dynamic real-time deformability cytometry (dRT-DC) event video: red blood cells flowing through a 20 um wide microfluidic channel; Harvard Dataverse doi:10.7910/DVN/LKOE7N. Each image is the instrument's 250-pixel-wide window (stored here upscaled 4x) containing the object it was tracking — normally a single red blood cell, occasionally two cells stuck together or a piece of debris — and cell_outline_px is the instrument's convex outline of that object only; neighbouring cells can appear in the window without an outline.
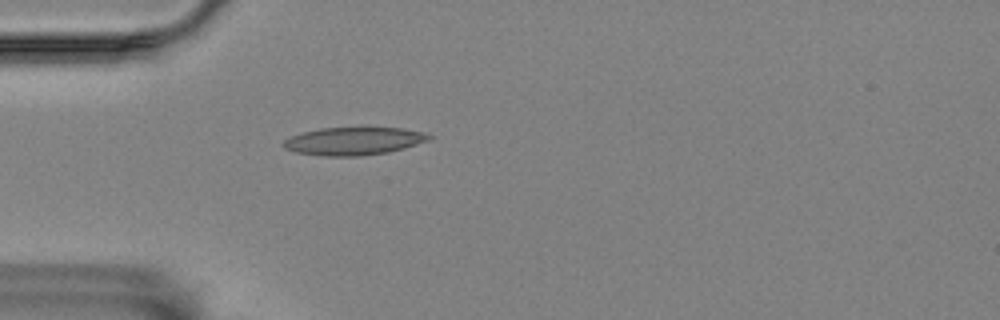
{"species": "Egyptian fruit bat (a non-hibernating species)", "species_latin": "Rousettus aegyptiacus", "temperature_condition": "room temperature", "stored_images_in_passage": 3, "camera_frame_rate_fps": 3000, "um_per_image_px": 0.085, "animal": {"sex": "female"}, "frame": {"image": 1, "passage_image": 3, "time_ms": 2.333, "image_size_px": [1000, 320], "cell_outline_px": [[432, 140], [404, 148], [388, 152], [360, 156], [324, 156], [296, 152], [284, 148], [280, 144], [284, 140], [292, 136], [304, 132], [320, 128], [404, 128], [424, 132], [432, 136]], "centroid_in_image_um": [30.09, 11.99], "position_along_channel_um": 54.9, "area_um2": 23.64}}